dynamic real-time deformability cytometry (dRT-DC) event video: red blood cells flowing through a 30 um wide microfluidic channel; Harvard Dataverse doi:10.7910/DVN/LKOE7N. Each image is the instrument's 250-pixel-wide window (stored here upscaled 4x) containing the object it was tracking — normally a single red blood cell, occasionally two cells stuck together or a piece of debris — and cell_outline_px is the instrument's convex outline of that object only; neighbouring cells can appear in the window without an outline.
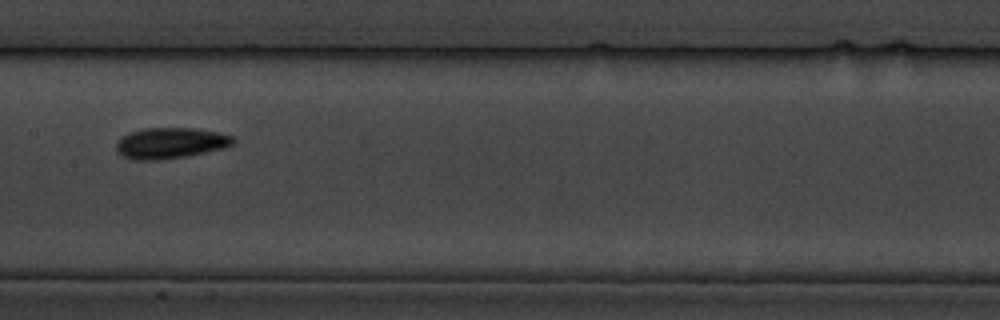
{"species": "common noctule bat (a hibernating species)", "species_latin": "Nyctalus noctula", "temperature_condition": "cold", "stored_images_in_passage": 12, "camera_frame_rate_fps": 3000, "um_per_image_px": 0.085, "animal": {"sex": "male", "body_mass_g": 19.5, "forearm_length_mm": 54.6}, "frame": {"image": 1, "passage_image": 10, "time_ms": 11.333, "image_size_px": [1000, 320], "cell_outline_px": [[236, 144], [224, 148], [184, 156], [160, 160], [132, 160], [116, 152], [116, 144], [128, 132], [144, 128], [192, 128], [220, 132], [232, 136], [236, 140]], "centroid_in_image_um": [14.51, 12.16], "position_along_channel_um": 192.9, "area_um2": 21.1}}
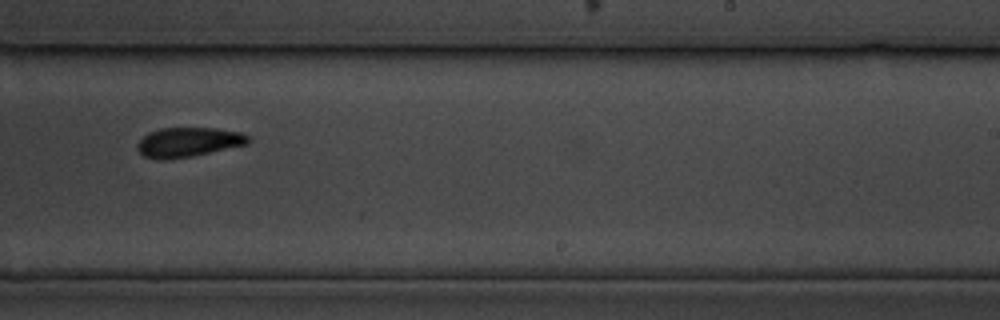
{"frame": {"image": 2, "passage_image": 12, "time_ms": 13.667, "image_size_px": [1000, 320], "cell_outline_px": [[248, 144], [192, 156], [164, 160], [160, 160], [144, 156], [136, 148], [136, 144], [148, 132], [160, 128], [216, 128], [240, 132], [248, 136]], "centroid_in_image_um": [15.97, 12.08], "position_along_channel_um": 273.0, "area_um2": 19.02}}